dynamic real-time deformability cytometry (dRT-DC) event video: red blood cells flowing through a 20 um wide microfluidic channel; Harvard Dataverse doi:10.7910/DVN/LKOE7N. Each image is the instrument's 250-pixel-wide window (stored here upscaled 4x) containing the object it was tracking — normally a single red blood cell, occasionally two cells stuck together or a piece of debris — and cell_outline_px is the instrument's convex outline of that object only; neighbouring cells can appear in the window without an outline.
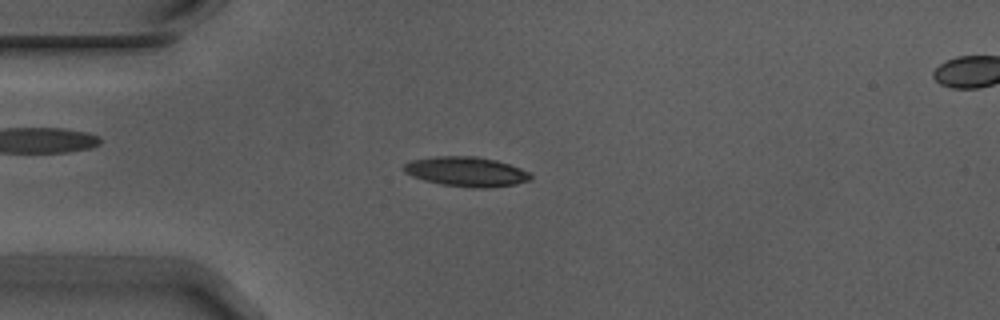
{"species": "Egyptian fruit bat (a non-hibernating species)", "species_latin": "Rousettus aegyptiacus", "temperature_condition": "warm", "stored_images_in_passage": 5, "camera_frame_rate_fps": 3000, "um_per_image_px": 0.085, "animal": {"sex": "male"}, "frame": {"image": 1, "passage_image": 4, "time_ms": 1.0, "image_size_px": [1000, 320], "cell_outline_px": [[532, 180], [516, 184], [484, 188], [476, 188], [440, 184], [424, 180], [412, 176], [404, 172], [404, 164], [412, 160], [436, 156], [476, 156], [496, 160], [520, 168], [528, 172], [532, 176]], "centroid_in_image_um": [39.64, 14.59], "position_along_channel_um": 45.4, "area_um2": 21.85}}